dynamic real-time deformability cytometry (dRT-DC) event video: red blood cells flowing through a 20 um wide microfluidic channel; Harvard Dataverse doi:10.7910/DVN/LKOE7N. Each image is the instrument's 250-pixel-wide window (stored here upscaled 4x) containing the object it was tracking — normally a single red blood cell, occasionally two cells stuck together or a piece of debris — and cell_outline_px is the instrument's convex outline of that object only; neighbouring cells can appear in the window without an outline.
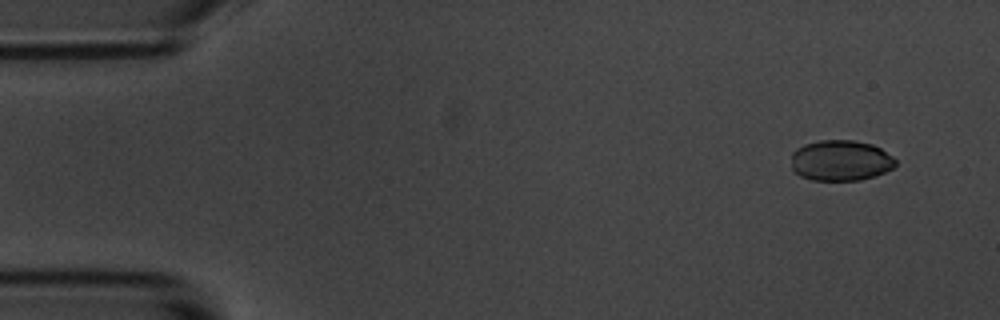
{"species": "common noctule bat (a hibernating species)", "species_latin": "Nyctalus noctula", "temperature_condition": "room temperature", "stored_images_in_passage": 10, "camera_frame_rate_fps": 3000, "um_per_image_px": 0.085, "animal": {"sex": "male", "body_mass_g": 20.1, "forearm_length_mm": 53.5}, "frame": {"image": 1, "passage_image": 1, "time_ms": 0.0, "image_size_px": [1000, 320], "cell_outline_px": [[896, 164], [892, 168], [876, 176], [860, 180], [812, 180], [800, 176], [792, 172], [792, 152], [796, 148], [804, 144], [820, 140], [852, 140], [872, 144], [880, 148], [892, 156], [896, 160]], "centroid_in_image_um": [71.43, 13.64], "position_along_channel_um": 13.6, "area_um2": 24.91}}
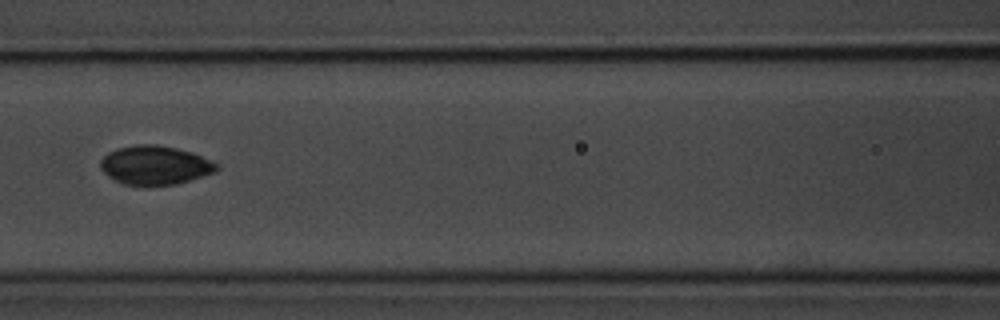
{"frame": {"image": 2, "passage_image": 7, "time_ms": 7.0, "image_size_px": [1000, 320], "cell_outline_px": [[220, 168], [212, 172], [176, 184], [124, 184], [108, 176], [100, 168], [100, 160], [108, 152], [120, 148], [136, 144], [156, 144], [176, 148], [192, 152], [220, 164]], "centroid_in_image_um": [13.17, 14.01], "position_along_channel_um": 153.4, "area_um2": 25.89}}
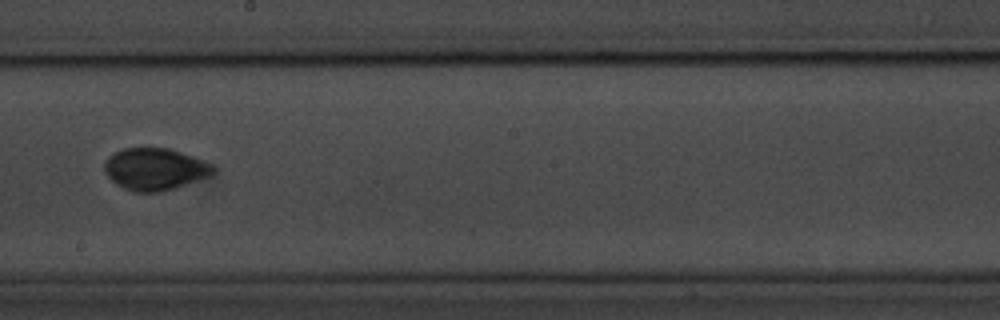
{"frame": {"image": 3, "passage_image": 9, "time_ms": 9.333, "image_size_px": [1000, 320], "cell_outline_px": [[216, 168], [208, 176], [176, 188], [160, 192], [132, 192], [116, 184], [104, 172], [104, 164], [108, 156], [112, 152], [124, 148], [168, 148], [192, 156], [212, 164]], "centroid_in_image_um": [13.12, 14.38], "position_along_channel_um": 235.1, "area_um2": 26.59}}